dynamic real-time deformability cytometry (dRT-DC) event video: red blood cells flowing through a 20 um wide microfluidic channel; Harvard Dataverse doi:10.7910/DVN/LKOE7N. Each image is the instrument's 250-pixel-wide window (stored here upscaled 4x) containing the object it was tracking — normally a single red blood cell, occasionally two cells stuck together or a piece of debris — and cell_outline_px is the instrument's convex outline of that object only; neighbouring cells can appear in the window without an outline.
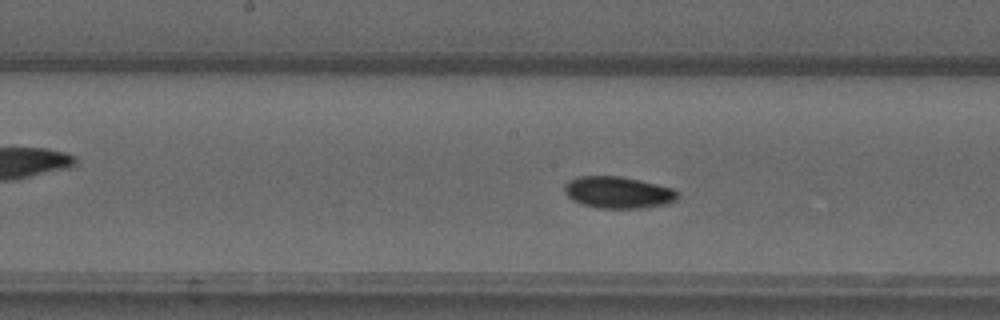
{"species": "common noctule bat (a hibernating species)", "species_latin": "Nyctalus noctula", "temperature_condition": "warm", "stored_images_in_passage": 43, "camera_frame_rate_fps": 3000, "um_per_image_px": 0.085, "animal": {"sex": "male", "forearm_length_mm": 52.5}, "frame": {"image": 1, "passage_image": 16, "time_ms": 5.0, "image_size_px": [1000, 320], "cell_outline_px": [[680, 196], [676, 200], [668, 204], [644, 208], [596, 208], [580, 204], [572, 200], [564, 192], [564, 184], [568, 180], [576, 176], [620, 176], [640, 180], [672, 188], [680, 192]], "centroid_in_image_um": [52.54, 16.36], "position_along_channel_um": 195.7, "area_um2": 21.33}}
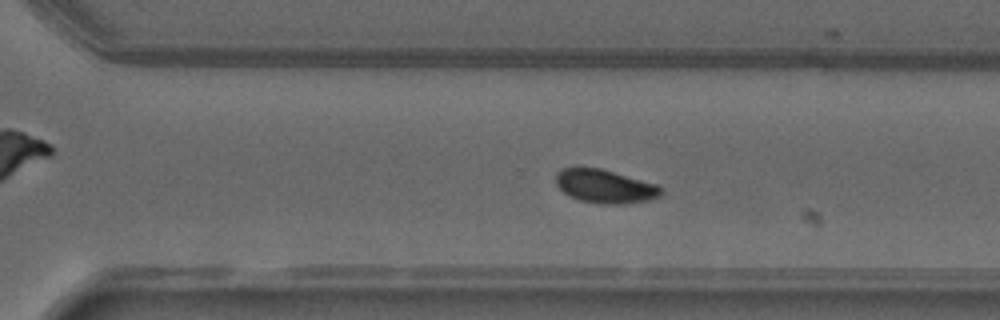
{"frame": {"image": 2, "passage_image": 26, "time_ms": 8.333, "image_size_px": [1000, 320], "cell_outline_px": [[664, 192], [660, 196], [648, 200], [624, 204], [600, 204], [580, 200], [568, 196], [556, 184], [556, 172], [564, 168], [600, 168], [656, 184]], "centroid_in_image_um": [51.42, 15.85], "position_along_channel_um": 319.2, "area_um2": 20.4}}
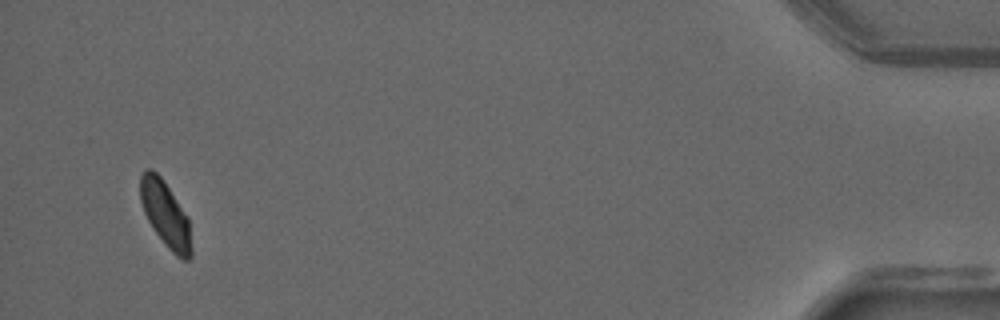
{"frame": {"image": 3, "passage_image": 41, "time_ms": 13.333, "image_size_px": [1000, 320], "cell_outline_px": [[192, 256], [188, 260], [184, 260], [176, 256], [168, 248], [156, 232], [148, 220], [144, 212], [140, 200], [140, 176], [144, 168], [152, 168], [164, 180], [188, 216], [192, 248]], "centroid_in_image_um": [14.07, 18.18], "position_along_channel_um": 421.1, "area_um2": 19.71}, "authors_computed_cell_mechanics": {"area_um2": 20.1722, "velocity_mm_per_s": 3.718, "shape_relaxation_time_tau1_ms": 4.8676, "shape_relaxation_time_tau2_ms": null, "deformation_change_tau1": 0.128, "deformation_change_tau2": null}}